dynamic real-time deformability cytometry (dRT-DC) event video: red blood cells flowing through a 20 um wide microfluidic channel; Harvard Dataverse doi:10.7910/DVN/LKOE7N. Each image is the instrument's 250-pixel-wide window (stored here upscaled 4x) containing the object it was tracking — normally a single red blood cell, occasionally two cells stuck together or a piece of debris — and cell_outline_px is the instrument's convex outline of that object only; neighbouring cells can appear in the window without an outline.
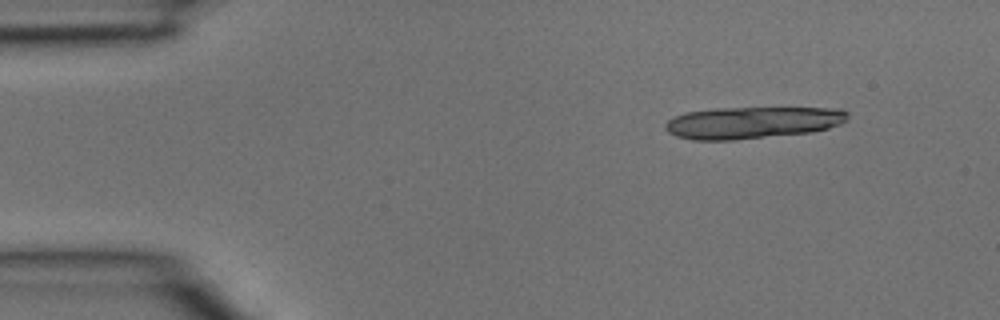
{"species": "common noctule bat (a hibernating species)", "species_latin": "Nyctalus noctula", "temperature_condition": "room temperature", "stored_images_in_passage": 9, "camera_frame_rate_fps": 3000, "um_per_image_px": 0.085, "animal": {"sex": "male", "body_mass_g": 15.6}, "frame": {"image": 1, "passage_image": 1, "time_ms": 0.0, "image_size_px": [1000, 320], "cell_outline_px": [[848, 120], [840, 124], [828, 128], [812, 132], [732, 140], [692, 140], [676, 136], [668, 132], [664, 128], [664, 124], [668, 120], [684, 112], [716, 108], [844, 108], [848, 112]], "centroid_in_image_um": [63.96, 10.41], "position_along_channel_um": 21.0, "area_um2": 34.1}}